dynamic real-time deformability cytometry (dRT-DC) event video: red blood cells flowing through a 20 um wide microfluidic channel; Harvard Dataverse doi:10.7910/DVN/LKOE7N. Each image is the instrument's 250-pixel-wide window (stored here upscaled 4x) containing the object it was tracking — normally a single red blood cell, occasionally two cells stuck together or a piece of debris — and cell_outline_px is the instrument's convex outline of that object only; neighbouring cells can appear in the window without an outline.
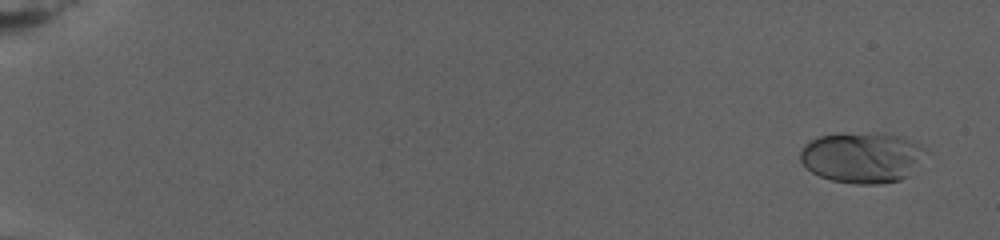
{"species": "human", "species_latin": "Homo sapiens", "temperature_condition": "warm", "stored_images_in_passage": 52, "camera_frame_rate_fps": 3000, "um_per_image_px": 0.085, "donor": {"sex": "female"}, "frame": {"image": 1, "passage_image": 3, "time_ms": 1.0, "image_size_px": [1000, 240], "cell_outline_px": [[924, 148], [908, 176], [900, 180], [876, 184], [856, 184], [832, 180], [820, 176], [812, 172], [800, 160], [800, 152], [804, 144], [820, 136], [836, 132], [884, 132], [900, 136]], "centroid_in_image_um": [73.18, 13.35], "position_along_channel_um": 11.8, "area_um2": 36.76}}
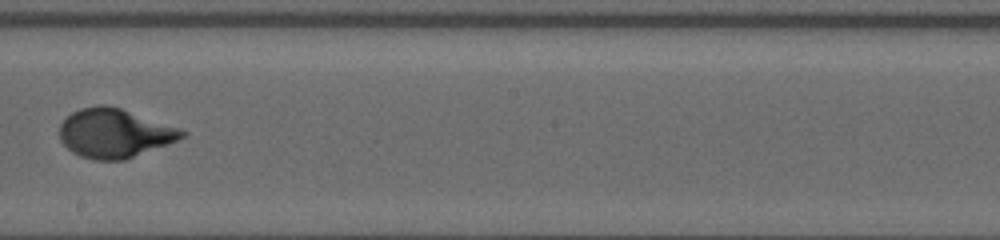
{"frame": {"image": 2, "passage_image": 30, "time_ms": 16.667, "image_size_px": [1000, 240], "cell_outline_px": [[188, 132], [184, 136], [168, 144], [124, 160], [92, 160], [80, 156], [72, 152], [60, 140], [60, 124], [72, 112], [80, 108], [100, 104], [108, 104], [180, 128]], "centroid_in_image_um": [9.71, 11.32], "position_along_channel_um": 238.5, "area_um2": 34.85}}
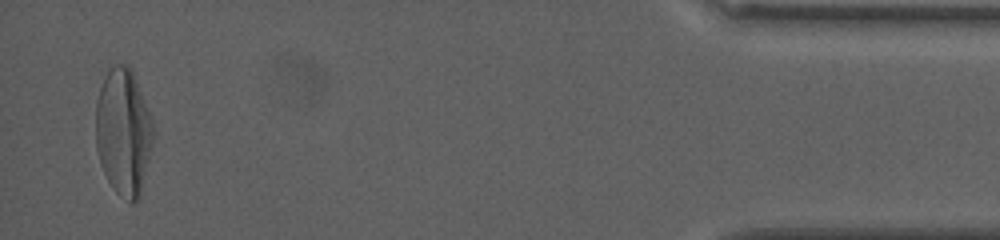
{"frame": {"image": 3, "passage_image": 52, "time_ms": 26.333, "image_size_px": [1000, 240], "cell_outline_px": [[152, 144], [140, 196], [132, 204], [120, 196], [112, 188], [100, 164], [96, 148], [96, 100], [100, 88], [108, 72], [116, 64], [128, 64], [132, 72], [152, 120]], "centroid_in_image_um": [10.47, 11.26], "position_along_channel_um": 424.7, "area_um2": 41.85}, "authors_computed_cell_mechanics": {"area_um2": 33.8708, "velocity_mm_per_s": 2.6374, "shape_relaxation_time_tau1_ms": 9.0038, "shape_relaxation_time_tau2_ms": null, "deformation_change_tau1": 0.3084, "deformation_change_tau2": null}}